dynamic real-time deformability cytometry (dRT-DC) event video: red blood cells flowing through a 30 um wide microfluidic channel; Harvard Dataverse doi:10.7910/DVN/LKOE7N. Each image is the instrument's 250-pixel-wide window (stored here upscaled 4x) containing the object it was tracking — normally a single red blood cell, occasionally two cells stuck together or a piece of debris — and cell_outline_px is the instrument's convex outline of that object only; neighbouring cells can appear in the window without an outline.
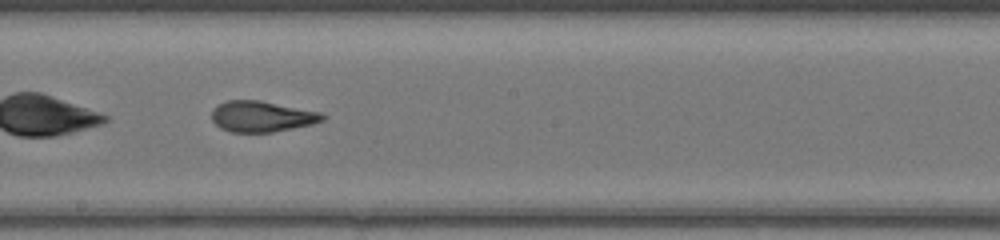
{"species": "common noctule bat (a hibernating species)", "species_latin": "Nyctalus noctula", "temperature_condition": "warm", "stored_images_in_passage": 48, "camera_frame_rate_fps": 3000, "um_per_image_px": 0.085, "animal": {"sex": "female", "body_mass_g": 17.0, "forearm_length_mm": 48.0}, "frame": {"image": 1, "passage_image": 29, "time_ms": 9.333, "image_size_px": [1000, 240], "cell_outline_px": [[328, 116], [324, 120], [312, 124], [272, 132], [232, 132], [220, 128], [212, 120], [212, 112], [220, 104], [228, 100], [260, 100], [320, 112]], "centroid_in_image_um": [22.28, 9.9], "position_along_channel_um": 225.9, "area_um2": 19.77}}
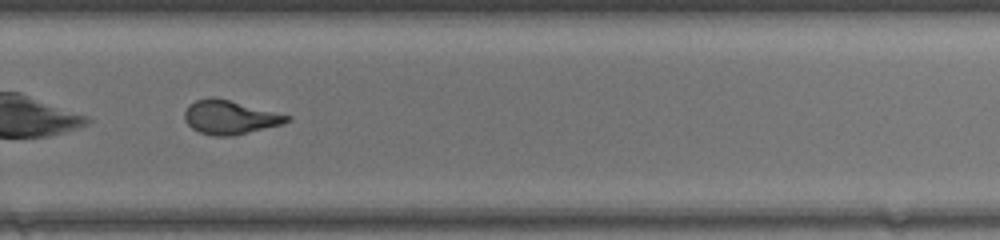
{"frame": {"image": 2, "passage_image": 35, "time_ms": 11.333, "image_size_px": [1000, 240], "cell_outline_px": [[292, 120], [284, 124], [232, 136], [212, 136], [200, 132], [192, 128], [184, 120], [184, 112], [188, 104], [196, 100], [212, 96], [292, 116]], "centroid_in_image_um": [19.54, 9.97], "position_along_channel_um": 310.3, "area_um2": 20.23}}
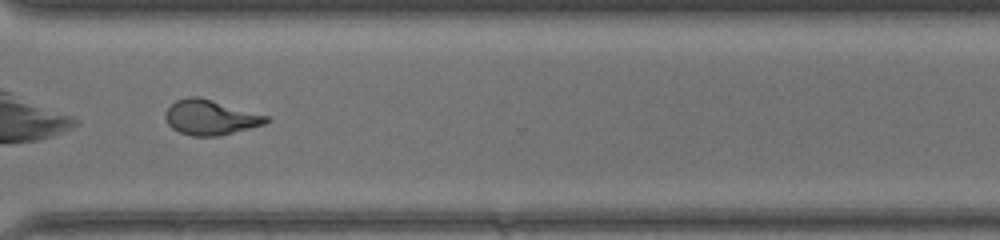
{"frame": {"image": 3, "passage_image": 38, "time_ms": 12.333, "image_size_px": [1000, 240], "cell_outline_px": [[272, 120], [264, 124], [220, 136], [192, 136], [180, 132], [172, 128], [168, 124], [164, 116], [164, 112], [176, 100], [188, 96], [200, 96], [268, 116]], "centroid_in_image_um": [17.87, 9.97], "position_along_channel_um": 352.7, "area_um2": 20.63}, "authors_computed_cell_mechanics": {"area_um2": 21.1259, "velocity_mm_per_s": 4.2328, "shape_relaxation_time_tau1_ms": null, "shape_relaxation_time_tau2_ms": 1.4253, "deformation_change_tau1": null, "deformation_change_tau2": 0.0819}}